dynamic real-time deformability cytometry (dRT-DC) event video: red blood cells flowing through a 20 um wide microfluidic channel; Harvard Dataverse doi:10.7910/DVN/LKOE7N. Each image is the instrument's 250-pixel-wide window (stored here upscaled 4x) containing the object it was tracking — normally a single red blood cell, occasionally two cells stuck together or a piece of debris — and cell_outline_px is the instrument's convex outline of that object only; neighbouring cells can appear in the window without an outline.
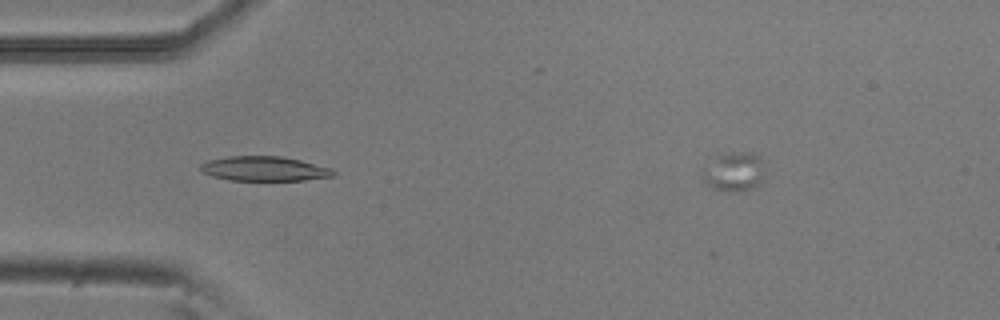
{"species": "common noctule bat (a hibernating species)", "species_latin": "Nyctalus noctula", "temperature_condition": "room temperature", "stored_images_in_passage": 5, "camera_frame_rate_fps": 3000, "um_per_image_px": 0.085, "animal": {"sex": "male", "body_mass_g": 20.5, "forearm_length_mm": 52.5}, "frame": {"image": 1, "passage_image": 4, "time_ms": 1.0, "image_size_px": [1000, 320], "cell_outline_px": [[336, 176], [304, 180], [228, 180], [212, 176], [204, 172], [200, 168], [200, 164], [208, 160], [228, 156], [280, 156], [300, 160], [332, 168], [336, 172]], "centroid_in_image_um": [22.49, 14.34], "position_along_channel_um": 62.5, "area_um2": 19.07}}